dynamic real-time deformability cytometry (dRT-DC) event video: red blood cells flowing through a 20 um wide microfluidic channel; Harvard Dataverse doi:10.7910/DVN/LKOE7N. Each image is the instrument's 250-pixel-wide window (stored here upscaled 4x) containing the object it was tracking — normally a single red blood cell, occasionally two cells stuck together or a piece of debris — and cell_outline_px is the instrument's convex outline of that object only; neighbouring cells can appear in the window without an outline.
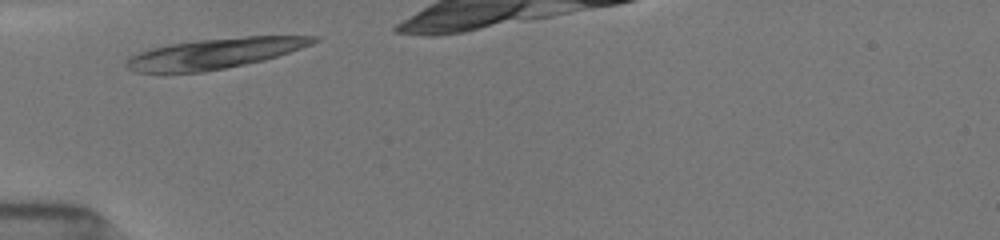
{"species": "common noctule bat (a hibernating species)", "species_latin": "Nyctalus noctula", "temperature_condition": "room temperature", "stored_images_in_passage": 6, "camera_frame_rate_fps": 3000, "um_per_image_px": 0.085, "animal": {"sex": "female", "body_mass_g": 19.5, "forearm_length_mm": 54.1}, "frame": {"image": 1, "passage_image": 1, "time_ms": 0.0, "image_size_px": [1000, 240], "cell_outline_px": [[320, 40], [312, 44], [264, 60], [204, 72], [136, 72], [128, 68], [124, 64], [132, 56], [140, 52], [152, 48], [168, 44], [200, 40], [244, 36], [316, 36]], "centroid_in_image_um": [18.26, 4.54], "position_along_channel_um": 66.7, "area_um2": 32.54}}